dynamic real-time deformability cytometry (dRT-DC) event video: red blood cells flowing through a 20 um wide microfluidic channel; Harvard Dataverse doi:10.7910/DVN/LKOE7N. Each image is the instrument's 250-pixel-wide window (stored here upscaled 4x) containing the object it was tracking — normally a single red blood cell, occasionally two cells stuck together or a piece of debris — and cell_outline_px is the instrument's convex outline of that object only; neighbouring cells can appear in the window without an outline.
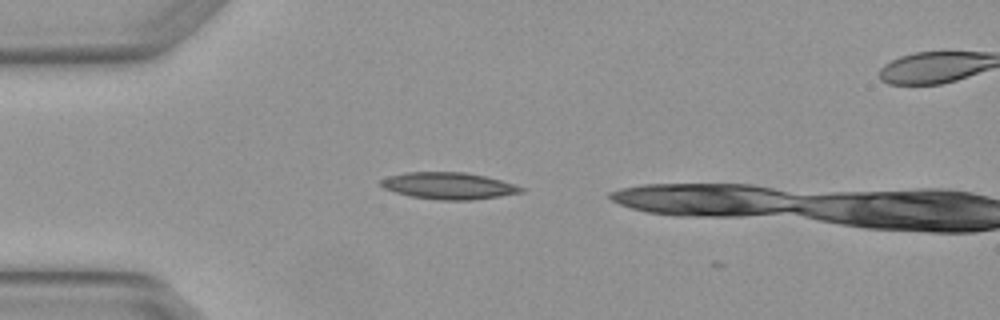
{"species": "Egyptian fruit bat (a non-hibernating species)", "species_latin": "Rousettus aegyptiacus", "temperature_condition": "warm", "stored_images_in_passage": 3, "camera_frame_rate_fps": 3000, "um_per_image_px": 0.085, "animal": {"sex": "female"}, "frame": {"image": 1, "passage_image": 1, "time_ms": 0.0, "image_size_px": [1000, 320], "cell_outline_px": [[524, 192], [500, 196], [472, 200], [440, 200], [412, 196], [396, 192], [384, 188], [380, 184], [380, 180], [388, 176], [404, 172], [464, 172], [484, 176], [500, 180], [524, 188]], "centroid_in_image_um": [38.12, 15.79], "position_along_channel_um": 46.9, "area_um2": 21.68}}